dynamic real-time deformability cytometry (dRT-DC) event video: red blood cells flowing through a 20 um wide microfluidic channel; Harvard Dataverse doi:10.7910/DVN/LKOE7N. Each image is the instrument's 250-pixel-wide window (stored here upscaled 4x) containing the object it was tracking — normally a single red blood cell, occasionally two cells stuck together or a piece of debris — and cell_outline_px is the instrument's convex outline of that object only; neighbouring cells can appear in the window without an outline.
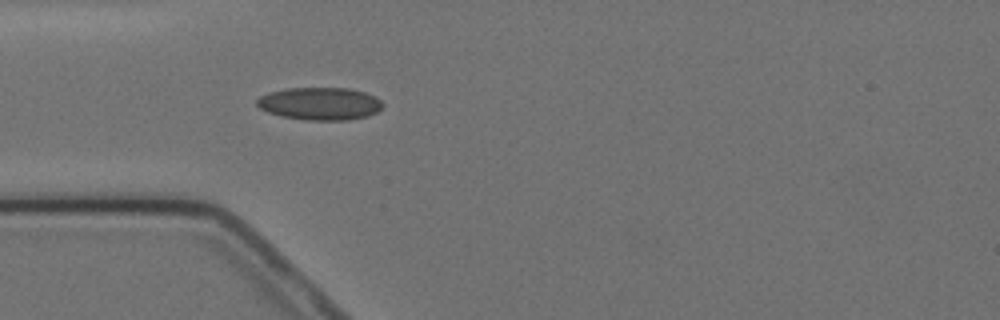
{"species": "Egyptian fruit bat (a non-hibernating species)", "species_latin": "Rousettus aegyptiacus", "temperature_condition": "cold", "stored_images_in_passage": 3, "camera_frame_rate_fps": 3000, "um_per_image_px": 0.085, "animal": {"sex": "female"}, "frame": {"image": 1, "passage_image": 3, "time_ms": 2.333, "image_size_px": [1000, 320], "cell_outline_px": [[384, 104], [376, 112], [368, 116], [348, 120], [304, 120], [280, 116], [268, 112], [260, 108], [256, 104], [256, 100], [260, 96], [268, 92], [288, 88], [348, 88], [364, 92], [376, 96]], "centroid_in_image_um": [27.18, 8.81], "position_along_channel_um": 57.8, "area_um2": 24.04}}